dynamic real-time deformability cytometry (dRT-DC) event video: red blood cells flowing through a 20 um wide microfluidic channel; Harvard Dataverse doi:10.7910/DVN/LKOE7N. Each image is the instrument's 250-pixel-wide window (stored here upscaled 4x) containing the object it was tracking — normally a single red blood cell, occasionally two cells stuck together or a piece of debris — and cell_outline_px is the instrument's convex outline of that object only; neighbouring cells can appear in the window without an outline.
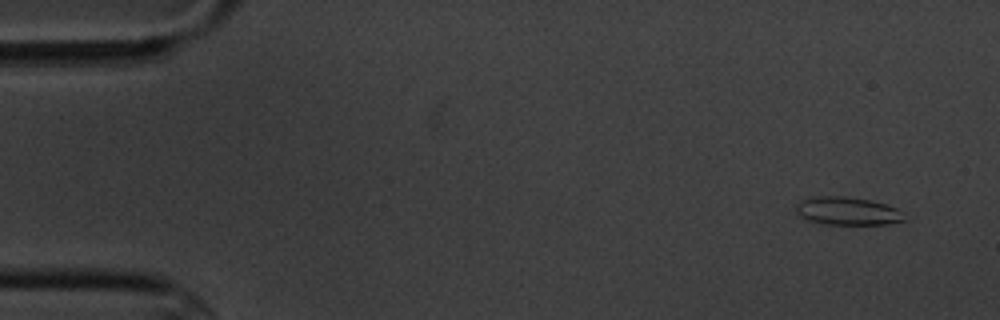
{"species": "common noctule bat (a hibernating species)", "species_latin": "Nyctalus noctula", "temperature_condition": "cold", "stored_images_in_passage": 5, "camera_frame_rate_fps": 3000, "um_per_image_px": 0.085, "animal": {"sex": "male", "body_mass_g": 20.1, "forearm_length_mm": 53.5}, "frame": {"image": 1, "passage_image": 1, "time_ms": 0.0, "image_size_px": [1000, 320], "cell_outline_px": [[904, 220], [888, 224], [824, 224], [808, 220], [800, 216], [796, 212], [796, 204], [812, 196], [844, 196], [868, 200], [884, 204], [896, 208]], "centroid_in_image_um": [71.96, 17.94], "position_along_channel_um": 13.0, "area_um2": 17.34}}
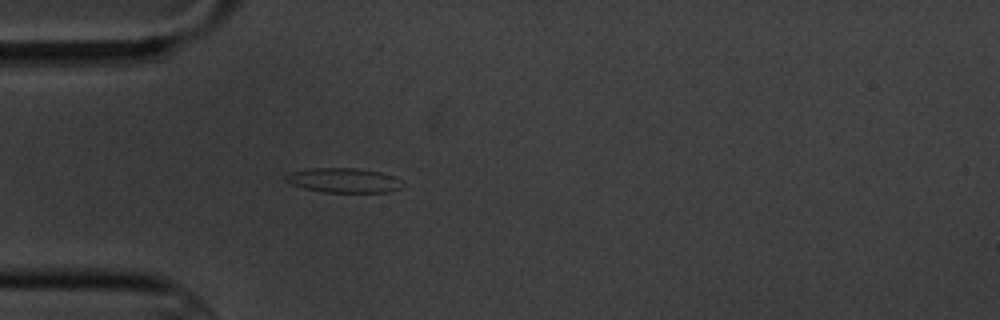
{"frame": {"image": 2, "passage_image": 5, "time_ms": 4.333, "image_size_px": [1000, 320], "cell_outline_px": [[400, 188], [388, 192], [324, 192], [304, 188], [292, 184], [284, 180], [284, 176], [292, 172], [312, 168], [356, 168], [380, 172], [396, 176]], "centroid_in_image_um": [29.17, 15.32], "position_along_channel_um": 55.8, "area_um2": 16.47}}